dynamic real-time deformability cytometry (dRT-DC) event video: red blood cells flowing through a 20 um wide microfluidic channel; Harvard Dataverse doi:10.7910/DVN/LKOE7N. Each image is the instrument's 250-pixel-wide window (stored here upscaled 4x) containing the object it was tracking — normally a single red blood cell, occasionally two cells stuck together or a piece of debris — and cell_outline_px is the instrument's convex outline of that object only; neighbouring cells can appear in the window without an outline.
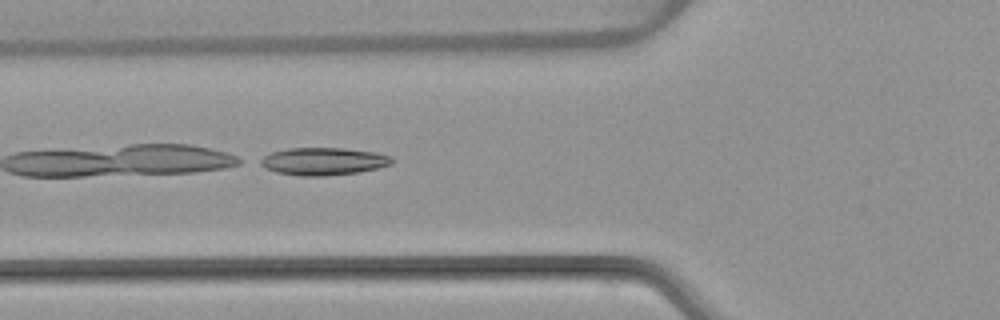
{"species": "common noctule bat (a hibernating species)", "species_latin": "Nyctalus noctula", "temperature_condition": "warm", "stored_images_in_passage": 5, "camera_frame_rate_fps": 3000, "um_per_image_px": 0.085, "animal": {"sex": "female", "body_mass_g": 22.7, "forearm_length_mm": 54.2}, "frame": {"image": 1, "passage_image": 5, "time_ms": 5.667, "image_size_px": [1000, 320], "cell_outline_px": [[392, 164], [380, 168], [360, 172], [324, 176], [300, 176], [276, 172], [264, 168], [256, 164], [256, 160], [272, 152], [288, 148], [344, 148], [376, 152], [392, 156]], "centroid_in_image_um": [27.45, 13.72], "position_along_channel_um": 98.3, "area_um2": 21.5}}